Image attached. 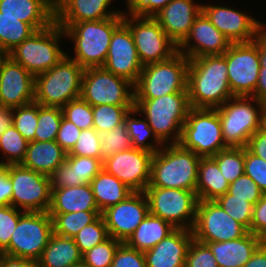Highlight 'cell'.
<instances>
[{
  "instance_id": "obj_1",
  "label": "cell",
  "mask_w": 266,
  "mask_h": 267,
  "mask_svg": "<svg viewBox=\"0 0 266 267\" xmlns=\"http://www.w3.org/2000/svg\"><path fill=\"white\" fill-rule=\"evenodd\" d=\"M187 90L192 108L216 109L234 97L223 55L189 59Z\"/></svg>"
},
{
  "instance_id": "obj_2",
  "label": "cell",
  "mask_w": 266,
  "mask_h": 267,
  "mask_svg": "<svg viewBox=\"0 0 266 267\" xmlns=\"http://www.w3.org/2000/svg\"><path fill=\"white\" fill-rule=\"evenodd\" d=\"M122 23L123 12L118 16L102 20L57 24L74 42L75 57L71 59L86 69L104 66L111 37Z\"/></svg>"
},
{
  "instance_id": "obj_3",
  "label": "cell",
  "mask_w": 266,
  "mask_h": 267,
  "mask_svg": "<svg viewBox=\"0 0 266 267\" xmlns=\"http://www.w3.org/2000/svg\"><path fill=\"white\" fill-rule=\"evenodd\" d=\"M166 145L153 154L147 187L196 192L198 164L201 157L183 148L179 143Z\"/></svg>"
},
{
  "instance_id": "obj_4",
  "label": "cell",
  "mask_w": 266,
  "mask_h": 267,
  "mask_svg": "<svg viewBox=\"0 0 266 267\" xmlns=\"http://www.w3.org/2000/svg\"><path fill=\"white\" fill-rule=\"evenodd\" d=\"M134 108L145 114L156 138L166 145L179 143L191 106L188 93H170L155 99H135Z\"/></svg>"
},
{
  "instance_id": "obj_5",
  "label": "cell",
  "mask_w": 266,
  "mask_h": 267,
  "mask_svg": "<svg viewBox=\"0 0 266 267\" xmlns=\"http://www.w3.org/2000/svg\"><path fill=\"white\" fill-rule=\"evenodd\" d=\"M84 68L68 54L53 68L35 76L34 102L63 107L80 97Z\"/></svg>"
},
{
  "instance_id": "obj_6",
  "label": "cell",
  "mask_w": 266,
  "mask_h": 267,
  "mask_svg": "<svg viewBox=\"0 0 266 267\" xmlns=\"http://www.w3.org/2000/svg\"><path fill=\"white\" fill-rule=\"evenodd\" d=\"M189 59L177 52L170 59L143 66L134 85L135 99H155L170 93H188Z\"/></svg>"
},
{
  "instance_id": "obj_7",
  "label": "cell",
  "mask_w": 266,
  "mask_h": 267,
  "mask_svg": "<svg viewBox=\"0 0 266 267\" xmlns=\"http://www.w3.org/2000/svg\"><path fill=\"white\" fill-rule=\"evenodd\" d=\"M62 35L66 36L64 29L54 21L16 46L9 52V57L34 76L46 72L66 55L60 49Z\"/></svg>"
},
{
  "instance_id": "obj_8",
  "label": "cell",
  "mask_w": 266,
  "mask_h": 267,
  "mask_svg": "<svg viewBox=\"0 0 266 267\" xmlns=\"http://www.w3.org/2000/svg\"><path fill=\"white\" fill-rule=\"evenodd\" d=\"M250 100L258 109L250 103ZM264 105V101L252 96H234L216 108L221 122L222 136L228 147L247 146L251 136L260 129V114Z\"/></svg>"
},
{
  "instance_id": "obj_9",
  "label": "cell",
  "mask_w": 266,
  "mask_h": 267,
  "mask_svg": "<svg viewBox=\"0 0 266 267\" xmlns=\"http://www.w3.org/2000/svg\"><path fill=\"white\" fill-rule=\"evenodd\" d=\"M179 144L200 157H213L229 148L222 136L217 109L190 108Z\"/></svg>"
},
{
  "instance_id": "obj_10",
  "label": "cell",
  "mask_w": 266,
  "mask_h": 267,
  "mask_svg": "<svg viewBox=\"0 0 266 267\" xmlns=\"http://www.w3.org/2000/svg\"><path fill=\"white\" fill-rule=\"evenodd\" d=\"M144 193L150 214L160 217L176 229H193L199 202L195 191L146 187Z\"/></svg>"
},
{
  "instance_id": "obj_11",
  "label": "cell",
  "mask_w": 266,
  "mask_h": 267,
  "mask_svg": "<svg viewBox=\"0 0 266 267\" xmlns=\"http://www.w3.org/2000/svg\"><path fill=\"white\" fill-rule=\"evenodd\" d=\"M80 97L91 106L104 104L135 105L134 84L109 72L104 67L86 68L84 70Z\"/></svg>"
},
{
  "instance_id": "obj_12",
  "label": "cell",
  "mask_w": 266,
  "mask_h": 267,
  "mask_svg": "<svg viewBox=\"0 0 266 267\" xmlns=\"http://www.w3.org/2000/svg\"><path fill=\"white\" fill-rule=\"evenodd\" d=\"M123 13V23L130 29L142 65L170 59L178 45L165 33L154 17ZM136 22V23H135Z\"/></svg>"
},
{
  "instance_id": "obj_13",
  "label": "cell",
  "mask_w": 266,
  "mask_h": 267,
  "mask_svg": "<svg viewBox=\"0 0 266 267\" xmlns=\"http://www.w3.org/2000/svg\"><path fill=\"white\" fill-rule=\"evenodd\" d=\"M12 183L11 206L24 212H48L51 205L50 176L23 167L5 165Z\"/></svg>"
},
{
  "instance_id": "obj_14",
  "label": "cell",
  "mask_w": 266,
  "mask_h": 267,
  "mask_svg": "<svg viewBox=\"0 0 266 267\" xmlns=\"http://www.w3.org/2000/svg\"><path fill=\"white\" fill-rule=\"evenodd\" d=\"M52 233L53 221L48 212H24L11 235L9 256L38 261Z\"/></svg>"
},
{
  "instance_id": "obj_15",
  "label": "cell",
  "mask_w": 266,
  "mask_h": 267,
  "mask_svg": "<svg viewBox=\"0 0 266 267\" xmlns=\"http://www.w3.org/2000/svg\"><path fill=\"white\" fill-rule=\"evenodd\" d=\"M226 59L229 87L234 96H251L256 89L260 71L259 44L231 43L223 53Z\"/></svg>"
},
{
  "instance_id": "obj_16",
  "label": "cell",
  "mask_w": 266,
  "mask_h": 267,
  "mask_svg": "<svg viewBox=\"0 0 266 267\" xmlns=\"http://www.w3.org/2000/svg\"><path fill=\"white\" fill-rule=\"evenodd\" d=\"M192 232L195 240L205 244L236 240L249 231L215 201H199Z\"/></svg>"
},
{
  "instance_id": "obj_17",
  "label": "cell",
  "mask_w": 266,
  "mask_h": 267,
  "mask_svg": "<svg viewBox=\"0 0 266 267\" xmlns=\"http://www.w3.org/2000/svg\"><path fill=\"white\" fill-rule=\"evenodd\" d=\"M153 153L131 148L103 160L102 168L134 192H144L150 181Z\"/></svg>"
},
{
  "instance_id": "obj_18",
  "label": "cell",
  "mask_w": 266,
  "mask_h": 267,
  "mask_svg": "<svg viewBox=\"0 0 266 267\" xmlns=\"http://www.w3.org/2000/svg\"><path fill=\"white\" fill-rule=\"evenodd\" d=\"M149 213L144 192H133L125 200L102 212L109 237L125 242Z\"/></svg>"
},
{
  "instance_id": "obj_19",
  "label": "cell",
  "mask_w": 266,
  "mask_h": 267,
  "mask_svg": "<svg viewBox=\"0 0 266 267\" xmlns=\"http://www.w3.org/2000/svg\"><path fill=\"white\" fill-rule=\"evenodd\" d=\"M109 72L136 84L143 65L140 62L130 29L122 23L113 33L103 66Z\"/></svg>"
},
{
  "instance_id": "obj_20",
  "label": "cell",
  "mask_w": 266,
  "mask_h": 267,
  "mask_svg": "<svg viewBox=\"0 0 266 267\" xmlns=\"http://www.w3.org/2000/svg\"><path fill=\"white\" fill-rule=\"evenodd\" d=\"M35 76L10 57L0 70V106L16 108L34 102Z\"/></svg>"
},
{
  "instance_id": "obj_21",
  "label": "cell",
  "mask_w": 266,
  "mask_h": 267,
  "mask_svg": "<svg viewBox=\"0 0 266 267\" xmlns=\"http://www.w3.org/2000/svg\"><path fill=\"white\" fill-rule=\"evenodd\" d=\"M191 40L195 41L194 44L190 43L193 42ZM230 45L231 41L201 12L196 17L189 34L178 45V52L188 59L200 56L223 55Z\"/></svg>"
},
{
  "instance_id": "obj_22",
  "label": "cell",
  "mask_w": 266,
  "mask_h": 267,
  "mask_svg": "<svg viewBox=\"0 0 266 267\" xmlns=\"http://www.w3.org/2000/svg\"><path fill=\"white\" fill-rule=\"evenodd\" d=\"M202 12L231 43L254 41L261 24L255 18L226 6L204 4Z\"/></svg>"
},
{
  "instance_id": "obj_23",
  "label": "cell",
  "mask_w": 266,
  "mask_h": 267,
  "mask_svg": "<svg viewBox=\"0 0 266 267\" xmlns=\"http://www.w3.org/2000/svg\"><path fill=\"white\" fill-rule=\"evenodd\" d=\"M202 12V4L193 0H171L154 18L165 33L179 45L189 34L196 17Z\"/></svg>"
},
{
  "instance_id": "obj_24",
  "label": "cell",
  "mask_w": 266,
  "mask_h": 267,
  "mask_svg": "<svg viewBox=\"0 0 266 267\" xmlns=\"http://www.w3.org/2000/svg\"><path fill=\"white\" fill-rule=\"evenodd\" d=\"M193 239L192 230L175 229L153 248L143 252L147 267H184Z\"/></svg>"
},
{
  "instance_id": "obj_25",
  "label": "cell",
  "mask_w": 266,
  "mask_h": 267,
  "mask_svg": "<svg viewBox=\"0 0 266 267\" xmlns=\"http://www.w3.org/2000/svg\"><path fill=\"white\" fill-rule=\"evenodd\" d=\"M99 158L66 156L50 175L51 189L89 184L103 169Z\"/></svg>"
},
{
  "instance_id": "obj_26",
  "label": "cell",
  "mask_w": 266,
  "mask_h": 267,
  "mask_svg": "<svg viewBox=\"0 0 266 267\" xmlns=\"http://www.w3.org/2000/svg\"><path fill=\"white\" fill-rule=\"evenodd\" d=\"M0 16L17 17L41 30L55 21L54 0H0Z\"/></svg>"
},
{
  "instance_id": "obj_27",
  "label": "cell",
  "mask_w": 266,
  "mask_h": 267,
  "mask_svg": "<svg viewBox=\"0 0 266 267\" xmlns=\"http://www.w3.org/2000/svg\"><path fill=\"white\" fill-rule=\"evenodd\" d=\"M113 0H54L56 23H79L102 20L120 15L121 11H107Z\"/></svg>"
},
{
  "instance_id": "obj_28",
  "label": "cell",
  "mask_w": 266,
  "mask_h": 267,
  "mask_svg": "<svg viewBox=\"0 0 266 267\" xmlns=\"http://www.w3.org/2000/svg\"><path fill=\"white\" fill-rule=\"evenodd\" d=\"M263 242V239L248 232L236 240L205 244L213 253L218 267H243Z\"/></svg>"
},
{
  "instance_id": "obj_29",
  "label": "cell",
  "mask_w": 266,
  "mask_h": 267,
  "mask_svg": "<svg viewBox=\"0 0 266 267\" xmlns=\"http://www.w3.org/2000/svg\"><path fill=\"white\" fill-rule=\"evenodd\" d=\"M99 211L90 184L51 189L48 214Z\"/></svg>"
},
{
  "instance_id": "obj_30",
  "label": "cell",
  "mask_w": 266,
  "mask_h": 267,
  "mask_svg": "<svg viewBox=\"0 0 266 267\" xmlns=\"http://www.w3.org/2000/svg\"><path fill=\"white\" fill-rule=\"evenodd\" d=\"M67 152L55 141L28 142L23 167L50 176L65 162Z\"/></svg>"
},
{
  "instance_id": "obj_31",
  "label": "cell",
  "mask_w": 266,
  "mask_h": 267,
  "mask_svg": "<svg viewBox=\"0 0 266 267\" xmlns=\"http://www.w3.org/2000/svg\"><path fill=\"white\" fill-rule=\"evenodd\" d=\"M82 262V253L73 238L52 233L38 259L39 267H73Z\"/></svg>"
},
{
  "instance_id": "obj_32",
  "label": "cell",
  "mask_w": 266,
  "mask_h": 267,
  "mask_svg": "<svg viewBox=\"0 0 266 267\" xmlns=\"http://www.w3.org/2000/svg\"><path fill=\"white\" fill-rule=\"evenodd\" d=\"M229 183L212 157H201L198 164L196 194L199 201H215L228 192Z\"/></svg>"
},
{
  "instance_id": "obj_33",
  "label": "cell",
  "mask_w": 266,
  "mask_h": 267,
  "mask_svg": "<svg viewBox=\"0 0 266 267\" xmlns=\"http://www.w3.org/2000/svg\"><path fill=\"white\" fill-rule=\"evenodd\" d=\"M176 228L150 213L124 242L128 247L145 252L171 234Z\"/></svg>"
},
{
  "instance_id": "obj_34",
  "label": "cell",
  "mask_w": 266,
  "mask_h": 267,
  "mask_svg": "<svg viewBox=\"0 0 266 267\" xmlns=\"http://www.w3.org/2000/svg\"><path fill=\"white\" fill-rule=\"evenodd\" d=\"M99 211L125 200L134 191L112 174L102 169L89 183Z\"/></svg>"
},
{
  "instance_id": "obj_35",
  "label": "cell",
  "mask_w": 266,
  "mask_h": 267,
  "mask_svg": "<svg viewBox=\"0 0 266 267\" xmlns=\"http://www.w3.org/2000/svg\"><path fill=\"white\" fill-rule=\"evenodd\" d=\"M100 211H78L65 214H49L53 221V233L73 238L83 227L94 222Z\"/></svg>"
},
{
  "instance_id": "obj_36",
  "label": "cell",
  "mask_w": 266,
  "mask_h": 267,
  "mask_svg": "<svg viewBox=\"0 0 266 267\" xmlns=\"http://www.w3.org/2000/svg\"><path fill=\"white\" fill-rule=\"evenodd\" d=\"M135 113L138 114L139 112L133 108L124 118V123L126 124L127 132L132 140L133 148L146 150L154 154L163 147V144L156 138L146 118H144V120L135 119L134 117L131 118ZM150 136H152L154 141L152 144L145 142Z\"/></svg>"
},
{
  "instance_id": "obj_37",
  "label": "cell",
  "mask_w": 266,
  "mask_h": 267,
  "mask_svg": "<svg viewBox=\"0 0 266 267\" xmlns=\"http://www.w3.org/2000/svg\"><path fill=\"white\" fill-rule=\"evenodd\" d=\"M34 32L36 30L31 25L17 17L0 16V48L8 53Z\"/></svg>"
},
{
  "instance_id": "obj_38",
  "label": "cell",
  "mask_w": 266,
  "mask_h": 267,
  "mask_svg": "<svg viewBox=\"0 0 266 267\" xmlns=\"http://www.w3.org/2000/svg\"><path fill=\"white\" fill-rule=\"evenodd\" d=\"M134 106H117V105H97L92 106L93 111V128L99 133H105L114 127L124 123L126 114Z\"/></svg>"
},
{
  "instance_id": "obj_39",
  "label": "cell",
  "mask_w": 266,
  "mask_h": 267,
  "mask_svg": "<svg viewBox=\"0 0 266 267\" xmlns=\"http://www.w3.org/2000/svg\"><path fill=\"white\" fill-rule=\"evenodd\" d=\"M61 107L42 106L38 104V124L35 129L34 141H52L56 139L62 122Z\"/></svg>"
},
{
  "instance_id": "obj_40",
  "label": "cell",
  "mask_w": 266,
  "mask_h": 267,
  "mask_svg": "<svg viewBox=\"0 0 266 267\" xmlns=\"http://www.w3.org/2000/svg\"><path fill=\"white\" fill-rule=\"evenodd\" d=\"M28 141L13 126L0 135V150L7 157L0 165L21 164L26 155Z\"/></svg>"
},
{
  "instance_id": "obj_41",
  "label": "cell",
  "mask_w": 266,
  "mask_h": 267,
  "mask_svg": "<svg viewBox=\"0 0 266 267\" xmlns=\"http://www.w3.org/2000/svg\"><path fill=\"white\" fill-rule=\"evenodd\" d=\"M212 158L217 162L223 177L229 184L244 175L245 148L229 147L219 151Z\"/></svg>"
},
{
  "instance_id": "obj_42",
  "label": "cell",
  "mask_w": 266,
  "mask_h": 267,
  "mask_svg": "<svg viewBox=\"0 0 266 267\" xmlns=\"http://www.w3.org/2000/svg\"><path fill=\"white\" fill-rule=\"evenodd\" d=\"M101 161L114 154L133 148L132 140L127 132L126 124L122 123L112 130L100 134Z\"/></svg>"
},
{
  "instance_id": "obj_43",
  "label": "cell",
  "mask_w": 266,
  "mask_h": 267,
  "mask_svg": "<svg viewBox=\"0 0 266 267\" xmlns=\"http://www.w3.org/2000/svg\"><path fill=\"white\" fill-rule=\"evenodd\" d=\"M109 238L107 227L102 215L94 222L83 227L74 237V242L80 252L84 254L92 247L101 244Z\"/></svg>"
},
{
  "instance_id": "obj_44",
  "label": "cell",
  "mask_w": 266,
  "mask_h": 267,
  "mask_svg": "<svg viewBox=\"0 0 266 267\" xmlns=\"http://www.w3.org/2000/svg\"><path fill=\"white\" fill-rule=\"evenodd\" d=\"M13 126L28 141H34L35 129L38 124V103L33 102L25 106L12 109Z\"/></svg>"
},
{
  "instance_id": "obj_45",
  "label": "cell",
  "mask_w": 266,
  "mask_h": 267,
  "mask_svg": "<svg viewBox=\"0 0 266 267\" xmlns=\"http://www.w3.org/2000/svg\"><path fill=\"white\" fill-rule=\"evenodd\" d=\"M215 202L233 219L243 224L248 230L250 229L254 205L247 199L232 198V194L227 192L218 197Z\"/></svg>"
},
{
  "instance_id": "obj_46",
  "label": "cell",
  "mask_w": 266,
  "mask_h": 267,
  "mask_svg": "<svg viewBox=\"0 0 266 267\" xmlns=\"http://www.w3.org/2000/svg\"><path fill=\"white\" fill-rule=\"evenodd\" d=\"M122 242L109 237L82 254V262L89 267H111L116 249Z\"/></svg>"
},
{
  "instance_id": "obj_47",
  "label": "cell",
  "mask_w": 266,
  "mask_h": 267,
  "mask_svg": "<svg viewBox=\"0 0 266 267\" xmlns=\"http://www.w3.org/2000/svg\"><path fill=\"white\" fill-rule=\"evenodd\" d=\"M63 117L81 130L93 128L92 106L81 97L62 107Z\"/></svg>"
},
{
  "instance_id": "obj_48",
  "label": "cell",
  "mask_w": 266,
  "mask_h": 267,
  "mask_svg": "<svg viewBox=\"0 0 266 267\" xmlns=\"http://www.w3.org/2000/svg\"><path fill=\"white\" fill-rule=\"evenodd\" d=\"M24 213L14 206H0V253L9 256V242L20 216Z\"/></svg>"
},
{
  "instance_id": "obj_49",
  "label": "cell",
  "mask_w": 266,
  "mask_h": 267,
  "mask_svg": "<svg viewBox=\"0 0 266 267\" xmlns=\"http://www.w3.org/2000/svg\"><path fill=\"white\" fill-rule=\"evenodd\" d=\"M100 144V134L94 128L81 130L76 144L67 156H86L101 160Z\"/></svg>"
},
{
  "instance_id": "obj_50",
  "label": "cell",
  "mask_w": 266,
  "mask_h": 267,
  "mask_svg": "<svg viewBox=\"0 0 266 267\" xmlns=\"http://www.w3.org/2000/svg\"><path fill=\"white\" fill-rule=\"evenodd\" d=\"M184 267H218L210 248L194 238L189 244Z\"/></svg>"
},
{
  "instance_id": "obj_51",
  "label": "cell",
  "mask_w": 266,
  "mask_h": 267,
  "mask_svg": "<svg viewBox=\"0 0 266 267\" xmlns=\"http://www.w3.org/2000/svg\"><path fill=\"white\" fill-rule=\"evenodd\" d=\"M228 192L232 194V198L247 199V201L253 205H255L264 194L259 189L258 185L245 174L229 184Z\"/></svg>"
},
{
  "instance_id": "obj_52",
  "label": "cell",
  "mask_w": 266,
  "mask_h": 267,
  "mask_svg": "<svg viewBox=\"0 0 266 267\" xmlns=\"http://www.w3.org/2000/svg\"><path fill=\"white\" fill-rule=\"evenodd\" d=\"M244 174L249 176L266 194V161L251 153L246 147Z\"/></svg>"
},
{
  "instance_id": "obj_53",
  "label": "cell",
  "mask_w": 266,
  "mask_h": 267,
  "mask_svg": "<svg viewBox=\"0 0 266 267\" xmlns=\"http://www.w3.org/2000/svg\"><path fill=\"white\" fill-rule=\"evenodd\" d=\"M111 267H147L143 252L128 247L124 242L115 251Z\"/></svg>"
},
{
  "instance_id": "obj_54",
  "label": "cell",
  "mask_w": 266,
  "mask_h": 267,
  "mask_svg": "<svg viewBox=\"0 0 266 267\" xmlns=\"http://www.w3.org/2000/svg\"><path fill=\"white\" fill-rule=\"evenodd\" d=\"M171 0H127L130 14L142 17H154Z\"/></svg>"
},
{
  "instance_id": "obj_55",
  "label": "cell",
  "mask_w": 266,
  "mask_h": 267,
  "mask_svg": "<svg viewBox=\"0 0 266 267\" xmlns=\"http://www.w3.org/2000/svg\"><path fill=\"white\" fill-rule=\"evenodd\" d=\"M81 129L62 117L55 141L68 153L76 144Z\"/></svg>"
},
{
  "instance_id": "obj_56",
  "label": "cell",
  "mask_w": 266,
  "mask_h": 267,
  "mask_svg": "<svg viewBox=\"0 0 266 267\" xmlns=\"http://www.w3.org/2000/svg\"><path fill=\"white\" fill-rule=\"evenodd\" d=\"M252 234L266 241V194L253 207L250 229Z\"/></svg>"
},
{
  "instance_id": "obj_57",
  "label": "cell",
  "mask_w": 266,
  "mask_h": 267,
  "mask_svg": "<svg viewBox=\"0 0 266 267\" xmlns=\"http://www.w3.org/2000/svg\"><path fill=\"white\" fill-rule=\"evenodd\" d=\"M246 148L266 161V133L257 130L249 139Z\"/></svg>"
},
{
  "instance_id": "obj_58",
  "label": "cell",
  "mask_w": 266,
  "mask_h": 267,
  "mask_svg": "<svg viewBox=\"0 0 266 267\" xmlns=\"http://www.w3.org/2000/svg\"><path fill=\"white\" fill-rule=\"evenodd\" d=\"M12 183L5 165H0V206H11Z\"/></svg>"
},
{
  "instance_id": "obj_59",
  "label": "cell",
  "mask_w": 266,
  "mask_h": 267,
  "mask_svg": "<svg viewBox=\"0 0 266 267\" xmlns=\"http://www.w3.org/2000/svg\"><path fill=\"white\" fill-rule=\"evenodd\" d=\"M0 267H39L38 261L0 255Z\"/></svg>"
},
{
  "instance_id": "obj_60",
  "label": "cell",
  "mask_w": 266,
  "mask_h": 267,
  "mask_svg": "<svg viewBox=\"0 0 266 267\" xmlns=\"http://www.w3.org/2000/svg\"><path fill=\"white\" fill-rule=\"evenodd\" d=\"M266 26L260 24L255 37L256 42L259 44V61L261 67H266Z\"/></svg>"
},
{
  "instance_id": "obj_61",
  "label": "cell",
  "mask_w": 266,
  "mask_h": 267,
  "mask_svg": "<svg viewBox=\"0 0 266 267\" xmlns=\"http://www.w3.org/2000/svg\"><path fill=\"white\" fill-rule=\"evenodd\" d=\"M243 267H266V241L256 249L253 256Z\"/></svg>"
},
{
  "instance_id": "obj_62",
  "label": "cell",
  "mask_w": 266,
  "mask_h": 267,
  "mask_svg": "<svg viewBox=\"0 0 266 267\" xmlns=\"http://www.w3.org/2000/svg\"><path fill=\"white\" fill-rule=\"evenodd\" d=\"M251 96L266 103V67H260L256 89Z\"/></svg>"
},
{
  "instance_id": "obj_63",
  "label": "cell",
  "mask_w": 266,
  "mask_h": 267,
  "mask_svg": "<svg viewBox=\"0 0 266 267\" xmlns=\"http://www.w3.org/2000/svg\"><path fill=\"white\" fill-rule=\"evenodd\" d=\"M13 124L12 109L0 106V135Z\"/></svg>"
},
{
  "instance_id": "obj_64",
  "label": "cell",
  "mask_w": 266,
  "mask_h": 267,
  "mask_svg": "<svg viewBox=\"0 0 266 267\" xmlns=\"http://www.w3.org/2000/svg\"><path fill=\"white\" fill-rule=\"evenodd\" d=\"M264 133H266V103L262 108L261 114H260V129Z\"/></svg>"
},
{
  "instance_id": "obj_65",
  "label": "cell",
  "mask_w": 266,
  "mask_h": 267,
  "mask_svg": "<svg viewBox=\"0 0 266 267\" xmlns=\"http://www.w3.org/2000/svg\"><path fill=\"white\" fill-rule=\"evenodd\" d=\"M8 57L9 53L4 49L0 48V70L2 68L3 63L7 60Z\"/></svg>"
},
{
  "instance_id": "obj_66",
  "label": "cell",
  "mask_w": 266,
  "mask_h": 267,
  "mask_svg": "<svg viewBox=\"0 0 266 267\" xmlns=\"http://www.w3.org/2000/svg\"><path fill=\"white\" fill-rule=\"evenodd\" d=\"M73 267H89L88 265L84 264L83 262L73 266Z\"/></svg>"
}]
</instances>
